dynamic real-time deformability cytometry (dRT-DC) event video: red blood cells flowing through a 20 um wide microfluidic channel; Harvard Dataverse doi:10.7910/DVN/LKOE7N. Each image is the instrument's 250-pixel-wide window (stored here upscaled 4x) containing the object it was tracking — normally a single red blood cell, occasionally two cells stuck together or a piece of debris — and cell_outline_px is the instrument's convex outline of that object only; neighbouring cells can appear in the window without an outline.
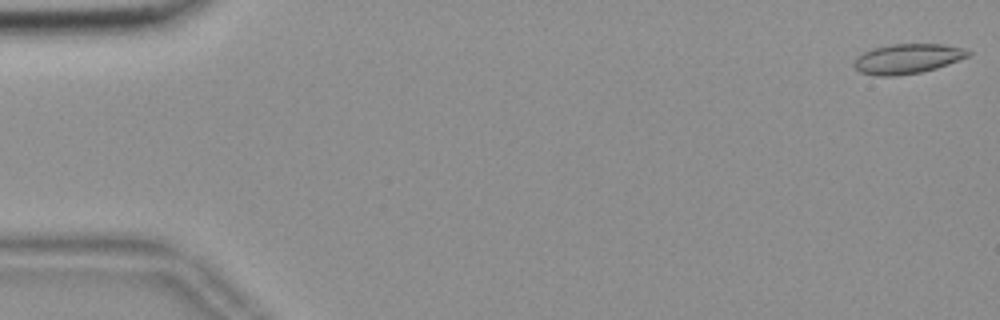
{"species": "common noctule bat (a hibernating species)", "species_latin": "Nyctalus noctula", "temperature_condition": "room temperature", "stored_images_in_passage": 55, "camera_frame_rate_fps": 3000, "um_per_image_px": 0.085, "animal": {"sex": "female", "body_mass_g": 18.4}, "frame": {"image": 1, "passage_image": 1, "time_ms": 0.0, "image_size_px": [1000, 320], "cell_outline_px": [[972, 52], [968, 56], [948, 64], [936, 68], [920, 72], [896, 76], [876, 76], [860, 72], [852, 64], [856, 56], [872, 48], [892, 44], [944, 44], [964, 48]], "centroid_in_image_um": [77.11, 4.99], "position_along_channel_um": 7.9, "area_um2": 19.88}}
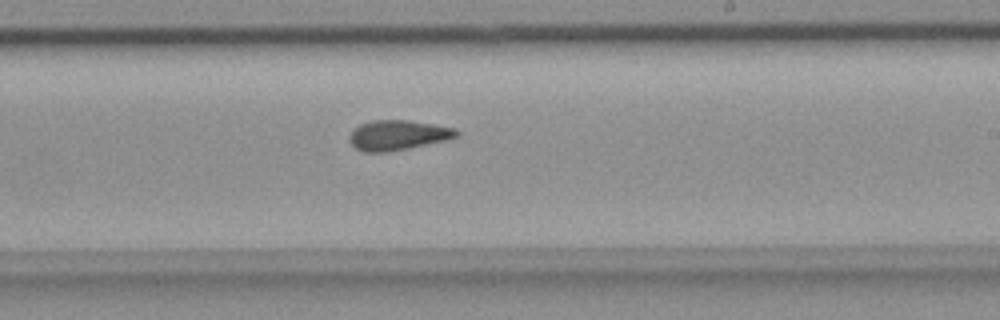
{"frame": {"image": 2, "passage_image": 33, "time_ms": 10.667, "image_size_px": [1000, 320], "cell_outline_px": [[460, 136], [444, 140], [408, 148], [384, 152], [364, 152], [356, 148], [348, 140], [348, 136], [360, 124], [372, 120], [408, 120], [456, 128], [460, 132]], "centroid_in_image_um": [33.82, 11.48], "position_along_channel_um": 255.2, "area_um2": 18.55}}
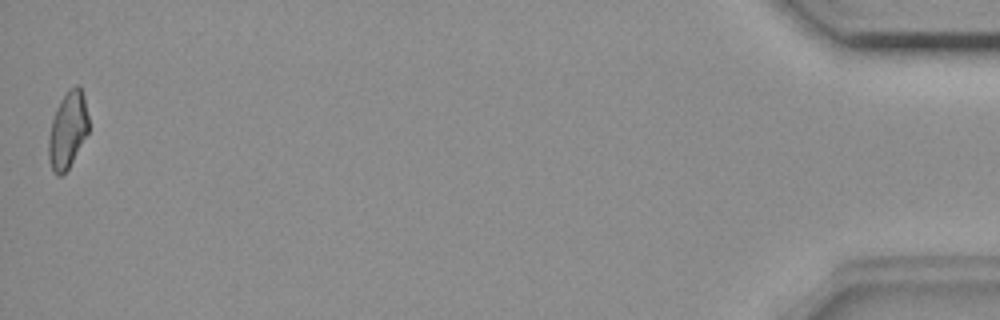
{"frame": {"image": 3, "passage_image": 55, "time_ms": 18.0, "image_size_px": [1000, 320], "cell_outline_px": [[88, 132], [68, 168], [60, 176], [56, 176], [52, 172], [48, 156], [48, 140], [52, 120], [56, 108], [60, 100], [68, 88], [76, 84], [80, 84], [84, 96], [88, 116]], "centroid_in_image_um": [5.74, 11.02], "position_along_channel_um": 429.5, "area_um2": 17.92}, "authors_computed_cell_mechanics": {"area_um2": 18.7272, "velocity_mm_per_s": 3.6621, "shape_relaxation_time_tau1_ms": null, "shape_relaxation_time_tau2_ms": 2.16, "deformation_change_tau1": null, "deformation_change_tau2": 0.0888}}